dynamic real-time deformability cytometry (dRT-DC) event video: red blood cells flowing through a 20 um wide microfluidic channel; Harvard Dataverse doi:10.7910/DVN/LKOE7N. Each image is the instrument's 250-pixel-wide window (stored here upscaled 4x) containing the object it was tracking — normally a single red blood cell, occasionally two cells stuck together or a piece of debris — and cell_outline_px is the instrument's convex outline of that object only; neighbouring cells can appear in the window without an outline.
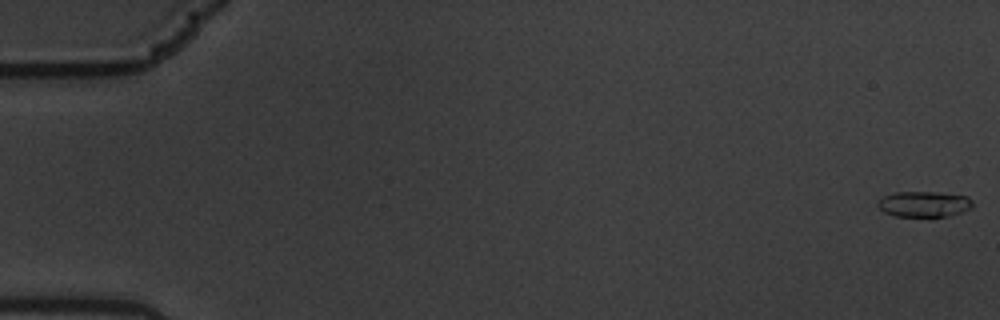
{"species": "common noctule bat (a hibernating species)", "species_latin": "Nyctalus noctula", "temperature_condition": "warm", "stored_images_in_passage": 61, "camera_frame_rate_fps": 3000, "um_per_image_px": 0.085, "animal": {"sex": "male", "body_mass_g": 19.5, "forearm_length_mm": 54.6}, "frame": {"image": 1, "passage_image": 1, "time_ms": 0.0, "image_size_px": [1000, 320], "cell_outline_px": [[972, 208], [948, 216], [896, 216], [884, 212], [876, 204], [884, 196], [896, 192], [936, 192], [968, 196], [972, 200]], "centroid_in_image_um": [78.56, 17.34], "position_along_channel_um": 6.4, "area_um2": 14.05}}
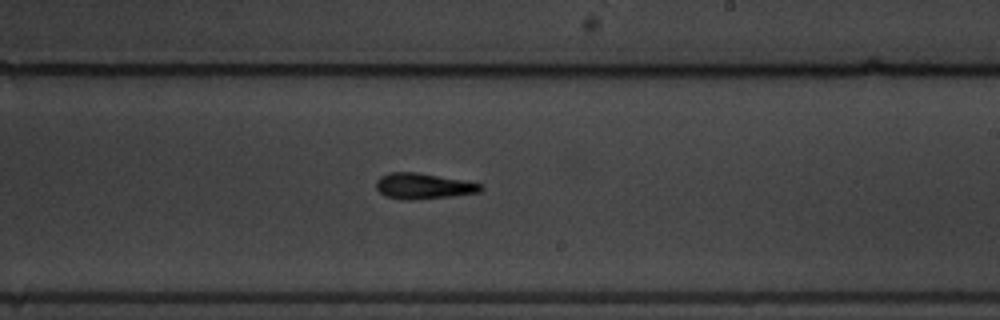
{"frame": {"image": 2, "passage_image": 37, "time_ms": 12.0, "image_size_px": [1000, 320], "cell_outline_px": [[484, 188], [480, 192], [448, 196], [384, 196], [376, 188], [376, 180], [380, 176], [388, 172], [416, 172], [468, 180], [484, 184]], "centroid_in_image_um": [36.06, 15.73], "position_along_channel_um": 252.9, "area_um2": 14.91}}
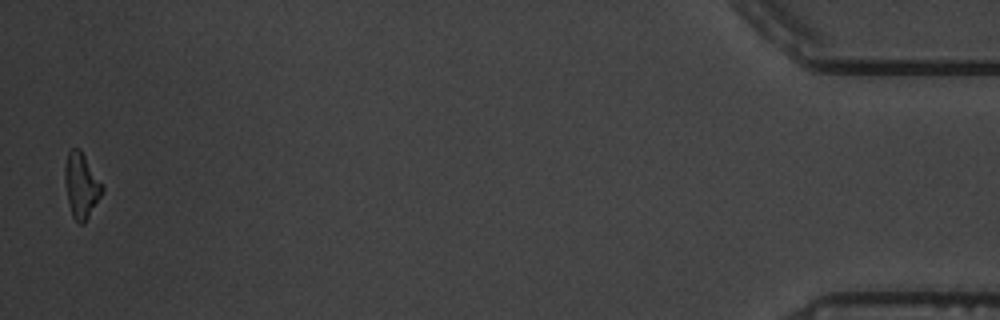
{"frame": {"image": 3, "passage_image": 60, "time_ms": 19.667, "image_size_px": [1000, 320], "cell_outline_px": [[104, 192], [84, 224], [80, 224], [72, 216], [68, 204], [64, 180], [64, 164], [68, 152], [72, 148], [80, 148], [104, 188]], "centroid_in_image_um": [6.89, 15.77], "position_along_channel_um": 428.3, "area_um2": 14.28}, "authors_computed_cell_mechanics": {"area_um2": 14.6234, "velocity_mm_per_s": 3.4294, "shape_relaxation_time_tau1_ms": 2.4816, "shape_relaxation_time_tau2_ms": 4.4191, "deformation_change_tau1": 0.124, "deformation_change_tau2": 0.1396}}